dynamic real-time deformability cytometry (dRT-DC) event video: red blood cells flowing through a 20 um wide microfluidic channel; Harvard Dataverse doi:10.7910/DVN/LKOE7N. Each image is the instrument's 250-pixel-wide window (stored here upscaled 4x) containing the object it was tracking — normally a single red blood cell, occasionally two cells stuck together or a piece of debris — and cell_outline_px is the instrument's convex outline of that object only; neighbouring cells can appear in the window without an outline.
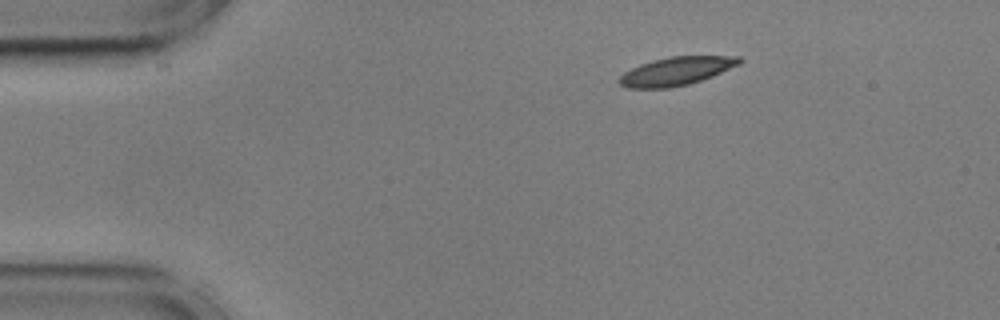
{"species": "common noctule bat (a hibernating species)", "species_latin": "Nyctalus noctula", "temperature_condition": "cold", "stored_images_in_passage": 48, "camera_frame_rate_fps": 3000, "um_per_image_px": 0.085, "animal": {"sex": "male", "body_mass_g": 17.9, "forearm_length_mm": 54.2}, "frame": {"image": 1, "passage_image": 1, "time_ms": 0.0, "image_size_px": [1000, 320], "cell_outline_px": [[744, 60], [740, 64], [712, 76], [688, 84], [668, 88], [624, 88], [616, 80], [624, 72], [640, 64], [652, 60], [668, 56], [740, 56]], "centroid_in_image_um": [57.46, 6.04], "position_along_channel_um": 27.5, "area_um2": 19.94}}
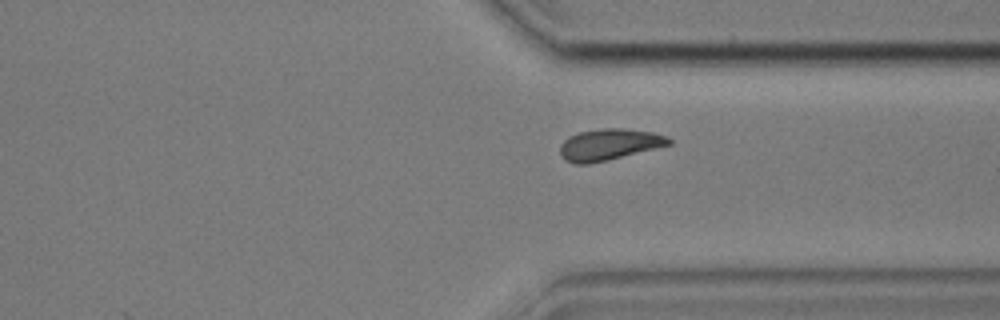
{"frame": {"image": 2, "passage_image": 34, "time_ms": 11.0, "image_size_px": [1000, 320], "cell_outline_px": [[672, 144], [608, 160], [588, 164], [572, 164], [564, 160], [560, 156], [560, 144], [568, 136], [580, 132], [600, 128], [620, 128], [652, 132], [668, 136], [672, 140]], "centroid_in_image_um": [51.75, 12.29], "position_along_channel_um": 359.7, "area_um2": 20.06}}
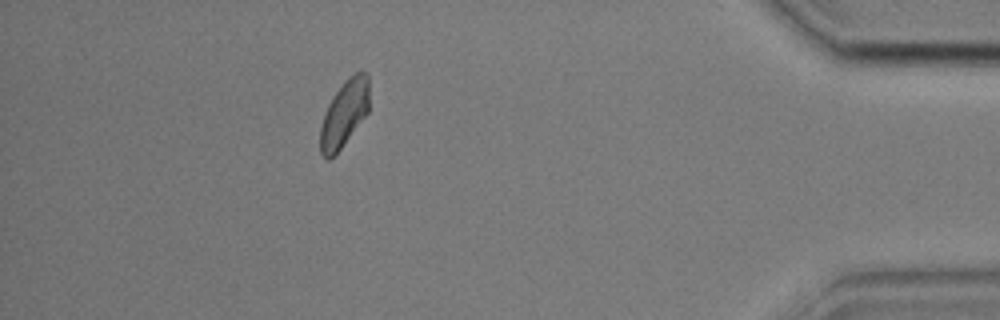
{"frame": {"image": 3, "passage_image": 42, "time_ms": 13.667, "image_size_px": [1000, 320], "cell_outline_px": [[368, 112], [340, 148], [328, 160], [324, 160], [320, 152], [320, 128], [328, 104], [332, 96], [344, 80], [356, 72], [368, 72]], "centroid_in_image_um": [29.24, 9.64], "position_along_channel_um": 406.0, "area_um2": 18.73}, "authors_computed_cell_mechanics": {"area_um2": 19.8832, "velocity_mm_per_s": 3.5545, "shape_relaxation_time_tau1_ms": 9.4843, "shape_relaxation_time_tau2_ms": 4.6277, "deformation_change_tau1": 0.1537, "deformation_change_tau2": 0.101}}